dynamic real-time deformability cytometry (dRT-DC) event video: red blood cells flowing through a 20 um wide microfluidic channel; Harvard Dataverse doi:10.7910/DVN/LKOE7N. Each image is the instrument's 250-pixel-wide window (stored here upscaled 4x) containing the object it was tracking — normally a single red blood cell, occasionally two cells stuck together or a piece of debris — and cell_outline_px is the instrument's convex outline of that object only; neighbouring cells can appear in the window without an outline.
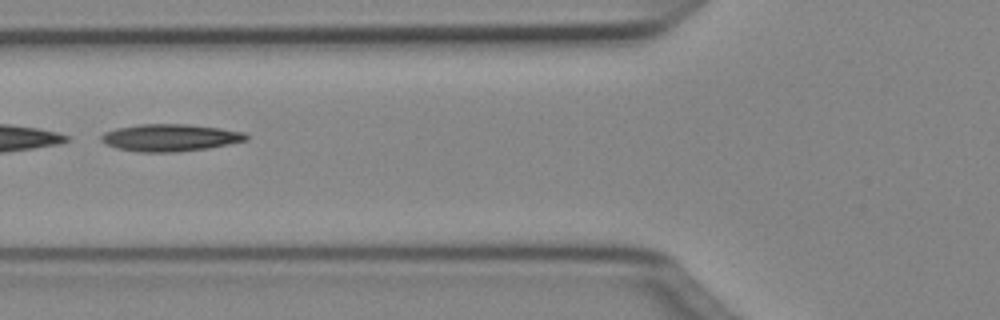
{"species": "Egyptian fruit bat (a non-hibernating species)", "species_latin": "Rousettus aegyptiacus", "temperature_condition": "cold", "stored_images_in_passage": 35, "camera_frame_rate_fps": 3000, "um_per_image_px": 0.085, "animal": {"sex": "female"}, "frame": {"image": 1, "passage_image": 8, "time_ms": 2.333, "image_size_px": [1000, 320], "cell_outline_px": [[248, 140], [208, 148], [176, 152], [140, 152], [116, 148], [104, 144], [100, 140], [100, 136], [104, 132], [116, 128], [140, 124], [188, 124], [220, 128], [244, 132], [248, 136]], "centroid_in_image_um": [14.43, 11.7], "position_along_channel_um": 111.4, "area_um2": 23.06}}
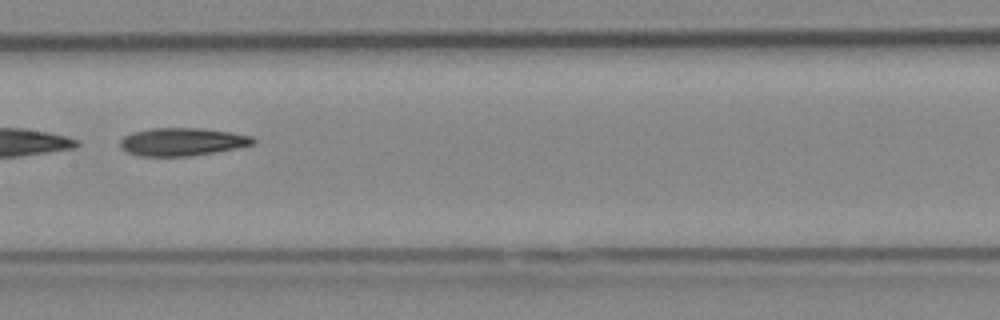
{"frame": {"image": 2, "passage_image": 14, "time_ms": 4.333, "image_size_px": [1000, 320], "cell_outline_px": [[256, 140], [252, 144], [236, 148], [188, 156], [136, 156], [120, 148], [120, 140], [124, 136], [132, 132], [152, 128], [204, 128], [252, 136]], "centroid_in_image_um": [15.43, 12.05], "position_along_channel_um": 192.0, "area_um2": 21.5}}
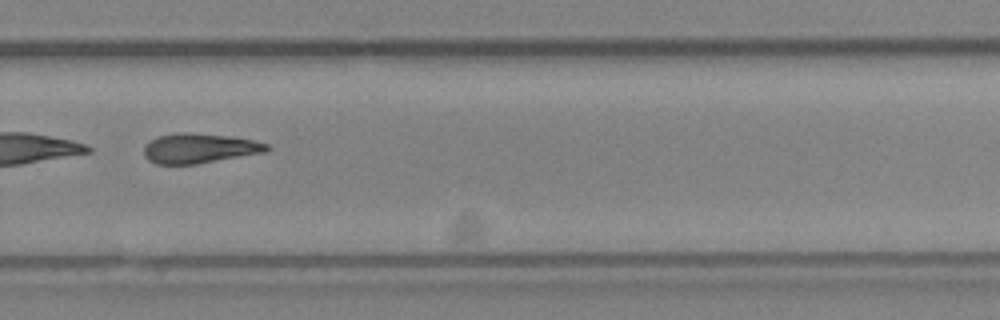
{"frame": {"image": 3, "passage_image": 23, "time_ms": 7.333, "image_size_px": [1000, 320], "cell_outline_px": [[272, 148], [268, 152], [196, 164], [156, 164], [148, 160], [144, 156], [144, 148], [156, 136], [228, 136], [252, 140], [268, 144]], "centroid_in_image_um": [17.02, 12.68], "position_along_channel_um": 312.8, "area_um2": 20.23}, "authors_computed_cell_mechanics": {"area_um2": 21.5016, "velocity_mm_per_s": 4.0445, "shape_relaxation_time_tau1_ms": 4.7546, "shape_relaxation_time_tau2_ms": null, "deformation_change_tau1": 0.1256, "deformation_change_tau2": null}}